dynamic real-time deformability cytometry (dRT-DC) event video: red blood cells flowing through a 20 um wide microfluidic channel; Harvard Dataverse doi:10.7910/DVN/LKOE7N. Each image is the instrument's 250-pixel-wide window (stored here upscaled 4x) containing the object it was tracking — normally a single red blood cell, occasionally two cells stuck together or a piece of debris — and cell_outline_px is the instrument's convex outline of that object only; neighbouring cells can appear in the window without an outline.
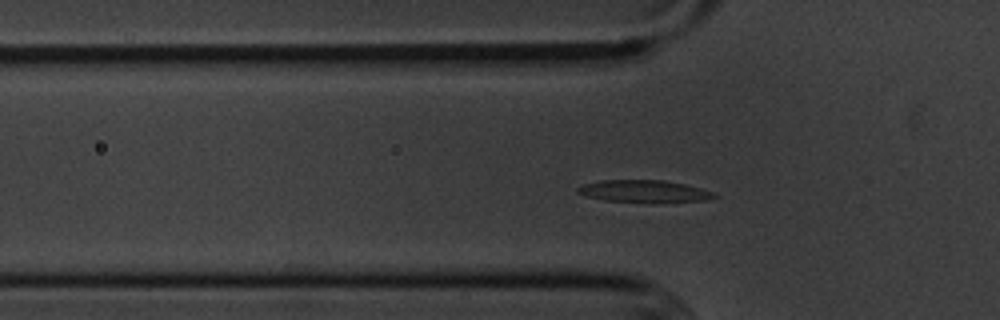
{"species": "common noctule bat (a hibernating species)", "species_latin": "Nyctalus noctula", "temperature_condition": "cold", "stored_images_in_passage": 52, "camera_frame_rate_fps": 3000, "um_per_image_px": 0.085, "animal": {"sex": "male", "body_mass_g": 20.1, "forearm_length_mm": 53.5}, "frame": {"image": 1, "passage_image": 14, "time_ms": 4.333, "image_size_px": [1000, 320], "cell_outline_px": [[720, 196], [712, 200], [656, 204], [652, 204], [608, 200], [584, 196], [576, 192], [576, 188], [580, 184], [600, 180], [664, 180], [684, 184], [700, 188], [712, 192]], "centroid_in_image_um": [54.78, 16.28], "position_along_channel_um": 71.0, "area_um2": 18.44}}
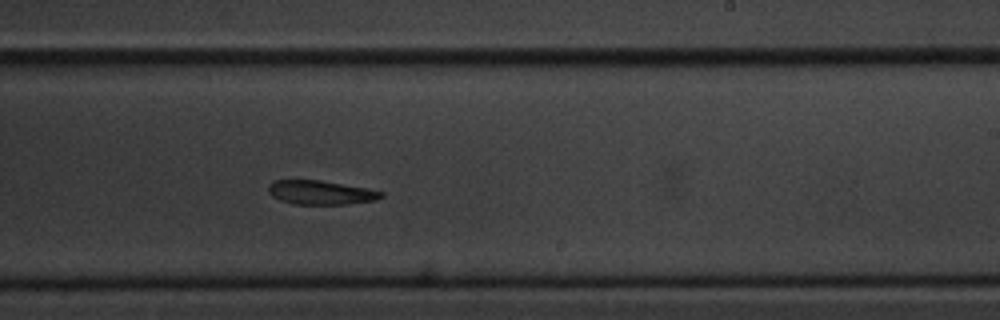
{"frame": {"image": 2, "passage_image": 30, "time_ms": 9.667, "image_size_px": [1000, 320], "cell_outline_px": [[384, 196], [376, 200], [348, 204], [292, 204], [280, 200], [272, 196], [268, 192], [268, 184], [272, 180], [320, 180], [368, 188], [384, 192]], "centroid_in_image_um": [27.25, 16.36], "position_along_channel_um": 261.7, "area_um2": 15.95}}
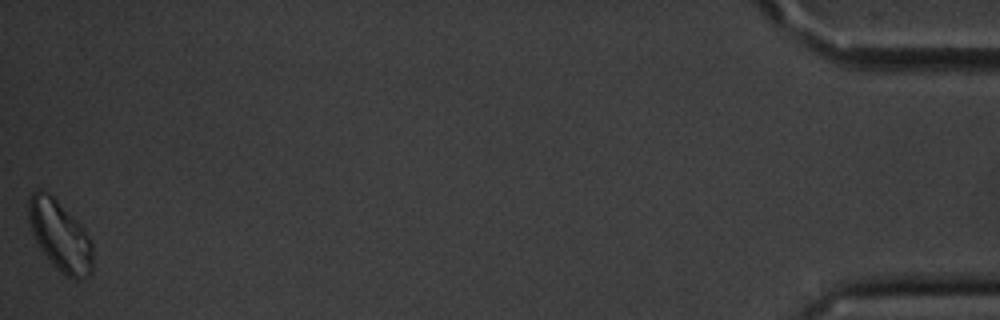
{"frame": {"image": 3, "passage_image": 52, "time_ms": 17.0, "image_size_px": [1000, 320], "cell_outline_px": [[92, 272], [88, 276], [76, 280], [64, 276], [40, 248], [32, 232], [28, 216], [28, 196], [36, 188], [40, 188], [48, 192], [84, 228], [92, 244]], "centroid_in_image_um": [5.09, 20.02], "position_along_channel_um": 430.1, "area_um2": 26.13}, "authors_computed_cell_mechanics": {"area_um2": 17.4556, "velocity_mm_per_s": 3.5708, "shape_relaxation_time_tau1_ms": 4.0979, "shape_relaxation_time_tau2_ms": 3.0841, "deformation_change_tau1": 0.1264, "deformation_change_tau2": 0.085}}